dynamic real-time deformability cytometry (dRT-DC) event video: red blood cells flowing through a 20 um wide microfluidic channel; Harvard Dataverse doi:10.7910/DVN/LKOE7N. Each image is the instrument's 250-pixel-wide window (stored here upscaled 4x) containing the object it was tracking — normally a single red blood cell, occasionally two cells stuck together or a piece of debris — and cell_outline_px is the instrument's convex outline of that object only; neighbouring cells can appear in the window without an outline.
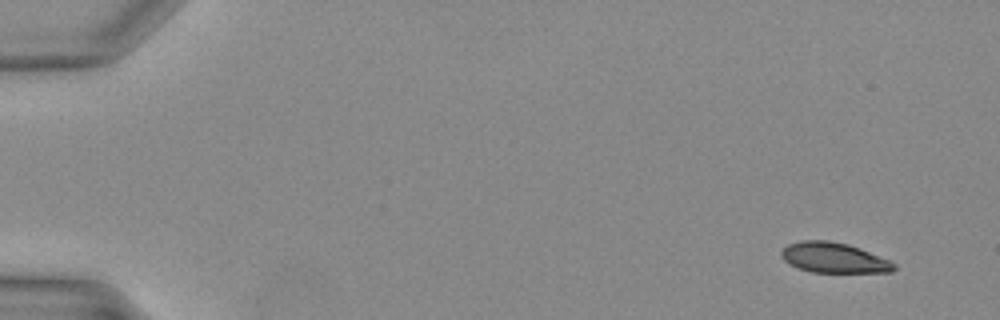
{"species": "Egyptian fruit bat (a non-hibernating species)", "species_latin": "Rousettus aegyptiacus", "temperature_condition": "warm", "stored_images_in_passage": 37, "camera_frame_rate_fps": 3000, "um_per_image_px": 0.085, "animal": {"sex": "female"}, "frame": {"image": 1, "passage_image": 1, "time_ms": 0.0, "image_size_px": [1000, 320], "cell_outline_px": [[896, 268], [892, 272], [812, 272], [800, 268], [784, 260], [780, 256], [780, 252], [788, 244], [800, 240], [828, 240], [848, 244], [860, 248], [892, 260], [896, 264]], "centroid_in_image_um": [70.92, 21.9], "position_along_channel_um": 14.1, "area_um2": 19.94}}
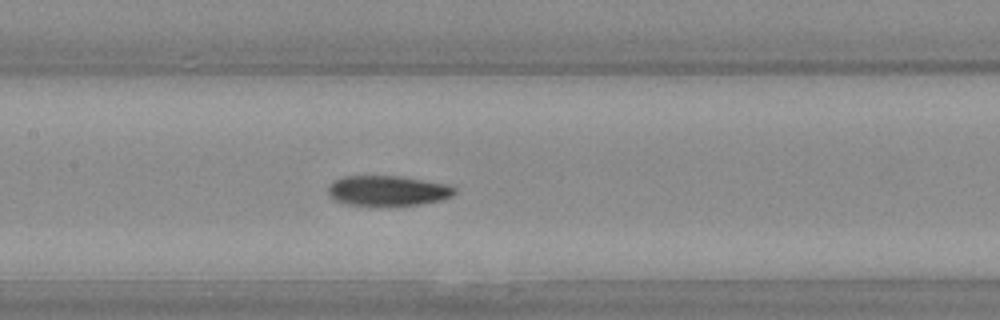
{"frame": {"image": 2, "passage_image": 18, "time_ms": 5.667, "image_size_px": [1000, 320], "cell_outline_px": [[456, 192], [452, 196], [440, 200], [420, 204], [368, 208], [344, 204], [328, 196], [328, 188], [332, 180], [344, 176], [400, 176], [448, 184], [456, 188]], "centroid_in_image_um": [32.9, 16.24], "position_along_channel_um": 174.5, "area_um2": 23.06}}
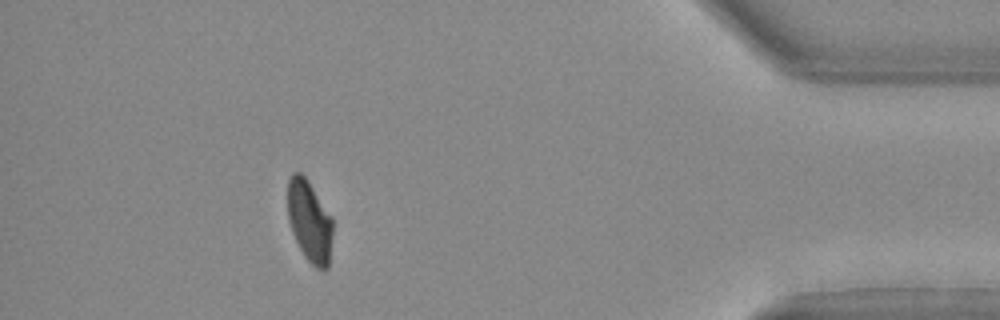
{"frame": {"image": 3, "passage_image": 34, "time_ms": 11.0, "image_size_px": [1000, 320], "cell_outline_px": [[332, 232], [328, 268], [316, 268], [304, 256], [292, 232], [288, 220], [288, 180], [292, 172], [300, 172], [308, 180], [332, 220]], "centroid_in_image_um": [26.28, 18.79], "position_along_channel_um": 408.9, "area_um2": 20.98}}